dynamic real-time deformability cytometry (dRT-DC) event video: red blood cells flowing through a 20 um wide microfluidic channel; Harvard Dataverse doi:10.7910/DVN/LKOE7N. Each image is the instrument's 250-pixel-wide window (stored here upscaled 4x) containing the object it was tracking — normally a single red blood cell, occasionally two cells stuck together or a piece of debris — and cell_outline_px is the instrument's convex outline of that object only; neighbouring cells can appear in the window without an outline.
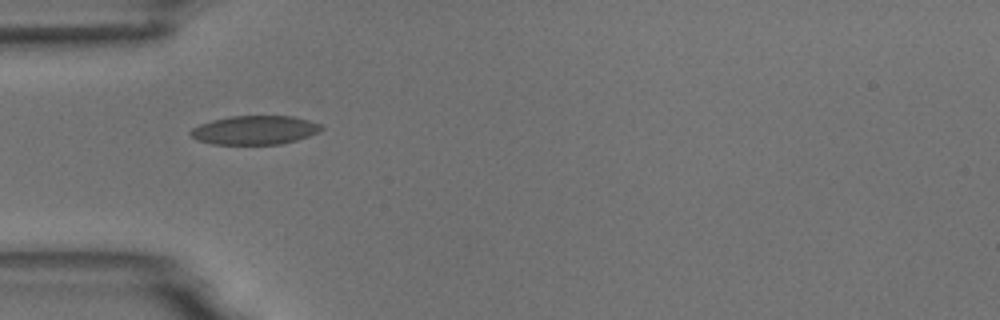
{"species": "common noctule bat (a hibernating species)", "species_latin": "Nyctalus noctula", "temperature_condition": "room temperature", "stored_images_in_passage": 6, "camera_frame_rate_fps": 3000, "um_per_image_px": 0.085, "animal": {"sex": "male", "body_mass_g": 18.8}, "frame": {"image": 1, "passage_image": 5, "time_ms": 4.667, "image_size_px": [1000, 320], "cell_outline_px": [[324, 128], [320, 132], [296, 140], [280, 144], [212, 144], [196, 140], [188, 132], [192, 128], [200, 124], [212, 120], [232, 116], [292, 116], [324, 124]], "centroid_in_image_um": [21.68, 11.05], "position_along_channel_um": 63.3, "area_um2": 22.08}}